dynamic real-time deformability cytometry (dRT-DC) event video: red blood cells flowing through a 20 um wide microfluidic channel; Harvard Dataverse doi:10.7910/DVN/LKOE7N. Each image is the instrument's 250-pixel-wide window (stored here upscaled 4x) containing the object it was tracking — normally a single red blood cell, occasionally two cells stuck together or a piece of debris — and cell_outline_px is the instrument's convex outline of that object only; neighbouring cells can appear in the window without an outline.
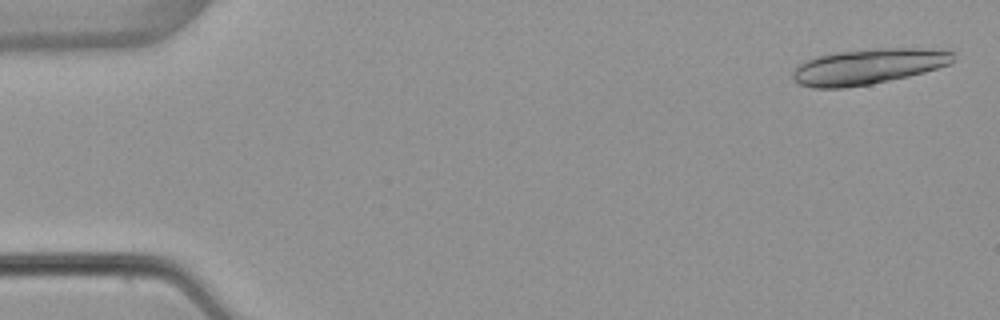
{"species": "common noctule bat (a hibernating species)", "species_latin": "Nyctalus noctula", "temperature_condition": "warm", "stored_images_in_passage": 18, "camera_frame_rate_fps": 3000, "um_per_image_px": 0.085, "animal": {"sex": "female", "body_mass_g": 22.7, "forearm_length_mm": 54.2}, "frame": {"image": 1, "passage_image": 2, "time_ms": 0.333, "image_size_px": [1000, 320], "cell_outline_px": [[956, 60], [952, 64], [924, 72], [908, 76], [872, 84], [844, 88], [812, 88], [800, 84], [792, 76], [792, 72], [800, 64], [816, 56], [836, 52], [876, 48], [920, 48], [956, 52]], "centroid_in_image_um": [73.85, 5.65], "position_along_channel_um": 11.2, "area_um2": 33.35}}